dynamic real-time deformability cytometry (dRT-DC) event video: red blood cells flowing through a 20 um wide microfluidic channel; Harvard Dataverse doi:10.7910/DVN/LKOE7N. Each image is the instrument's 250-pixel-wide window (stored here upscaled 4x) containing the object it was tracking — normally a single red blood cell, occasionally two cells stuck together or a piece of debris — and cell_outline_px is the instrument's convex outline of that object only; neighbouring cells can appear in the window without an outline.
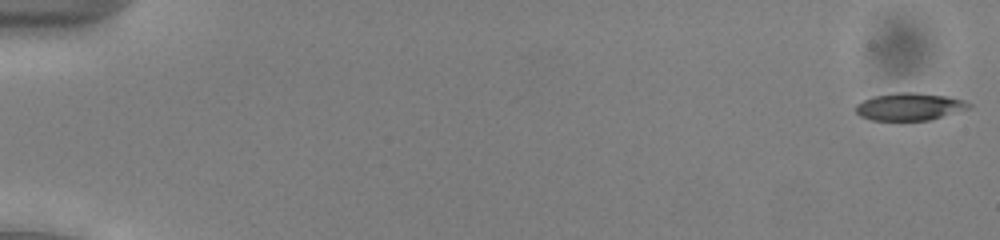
{"species": "common noctule bat (a hibernating species)", "species_latin": "Nyctalus noctula", "temperature_condition": "cold", "stored_images_in_passage": 53, "camera_frame_rate_fps": 3000, "um_per_image_px": 0.085, "animal": {"sex": "male", "body_mass_g": 13.0, "forearm_length_mm": 53.1}, "frame": {"image": 1, "passage_image": 1, "time_ms": 0.0, "image_size_px": [1000, 240], "cell_outline_px": [[972, 104], [968, 108], [928, 120], [872, 120], [860, 116], [856, 112], [856, 104], [872, 96], [896, 92], [916, 92], [948, 96], [964, 100]], "centroid_in_image_um": [77.28, 9.05], "position_along_channel_um": 7.7, "area_um2": 17.98}}
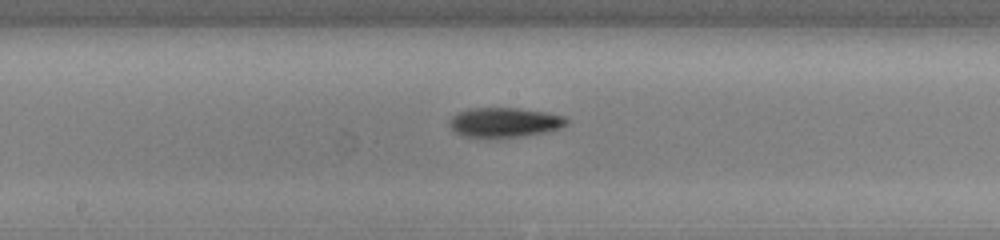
{"frame": {"image": 2, "passage_image": 29, "time_ms": 9.333, "image_size_px": [1000, 240], "cell_outline_px": [[568, 124], [560, 128], [548, 132], [520, 136], [464, 136], [456, 132], [448, 124], [448, 120], [456, 112], [468, 108], [516, 108], [548, 112], [564, 116], [568, 120]], "centroid_in_image_um": [42.9, 10.37], "position_along_channel_um": 205.3, "area_um2": 20.11}}
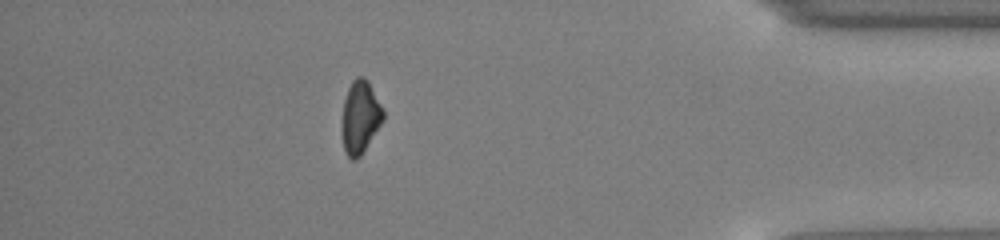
{"frame": {"image": 3, "passage_image": 47, "time_ms": 15.333, "image_size_px": [1000, 240], "cell_outline_px": [[384, 120], [360, 156], [356, 160], [352, 160], [344, 152], [340, 128], [340, 124], [344, 100], [348, 88], [352, 80], [356, 76], [364, 76], [368, 80], [384, 108]], "centroid_in_image_um": [30.6, 9.94], "position_along_channel_um": 404.6, "area_um2": 18.03}, "authors_computed_cell_mechanics": {"area_um2": 18.9584, "velocity_mm_per_s": 3.9641, "shape_relaxation_time_tau1_ms": 3.2687, "shape_relaxation_time_tau2_ms": null, "deformation_change_tau1": 0.128, "deformation_change_tau2": null}}